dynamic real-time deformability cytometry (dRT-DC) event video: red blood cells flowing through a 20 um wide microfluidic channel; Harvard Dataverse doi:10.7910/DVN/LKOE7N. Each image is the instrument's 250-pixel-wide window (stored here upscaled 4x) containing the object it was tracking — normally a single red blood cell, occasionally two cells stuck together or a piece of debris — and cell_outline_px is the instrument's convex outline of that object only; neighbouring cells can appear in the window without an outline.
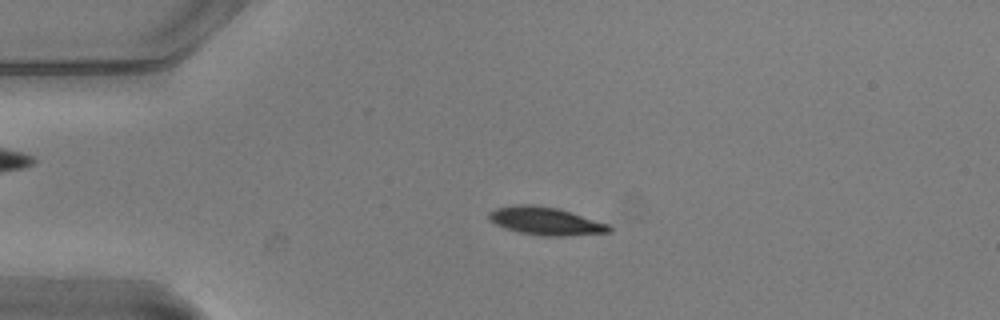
{"species": "common noctule bat (a hibernating species)", "species_latin": "Nyctalus noctula", "temperature_condition": "warm", "stored_images_in_passage": 54, "camera_frame_rate_fps": 3000, "um_per_image_px": 0.085, "animal": {"sex": "male", "body_mass_g": 20.5, "forearm_length_mm": 52.5}, "frame": {"image": 1, "passage_image": 12, "time_ms": 3.667, "image_size_px": [1000, 320], "cell_outline_px": [[612, 232], [564, 236], [544, 236], [520, 232], [496, 224], [488, 220], [488, 212], [496, 208], [516, 204], [532, 204], [560, 208], [608, 224], [612, 228]], "centroid_in_image_um": [46.38, 18.77], "position_along_channel_um": 38.6, "area_um2": 19.59}}
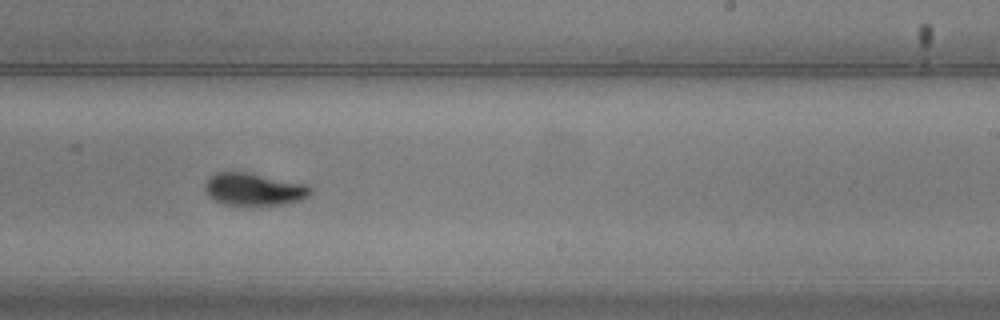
{"frame": {"image": 2, "passage_image": 33, "time_ms": 10.667, "image_size_px": [1000, 320], "cell_outline_px": [[312, 192], [308, 196], [300, 200], [284, 204], [224, 204], [212, 200], [208, 196], [204, 188], [204, 184], [216, 172], [248, 172], [304, 184], [312, 188]], "centroid_in_image_um": [21.55, 16.08], "position_along_channel_um": 267.4, "area_um2": 19.65}}
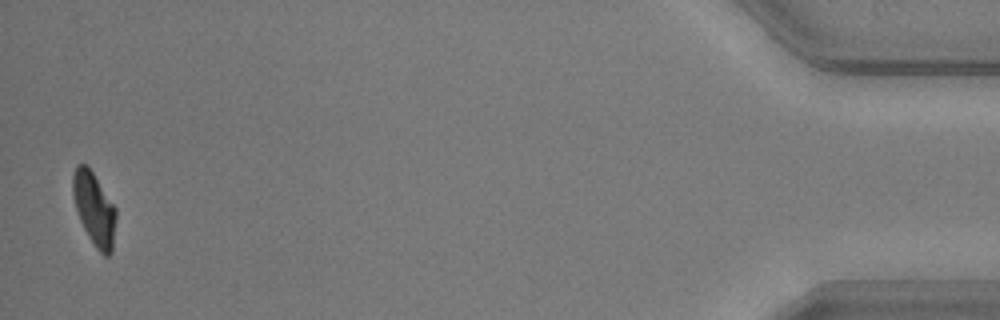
{"frame": {"image": 3, "passage_image": 53, "time_ms": 17.333, "image_size_px": [1000, 320], "cell_outline_px": [[116, 216], [112, 252], [108, 256], [104, 256], [96, 248], [88, 236], [80, 220], [72, 196], [72, 176], [76, 164], [84, 164], [92, 172], [116, 208]], "centroid_in_image_um": [8.0, 17.76], "position_along_channel_um": 427.2, "area_um2": 18.21}, "authors_computed_cell_mechanics": {"area_um2": 19.5364, "velocity_mm_per_s": 3.73, "shape_relaxation_time_tau1_ms": 2.5684, "shape_relaxation_time_tau2_ms": null, "deformation_change_tau1": 0.1305, "deformation_change_tau2": null}}